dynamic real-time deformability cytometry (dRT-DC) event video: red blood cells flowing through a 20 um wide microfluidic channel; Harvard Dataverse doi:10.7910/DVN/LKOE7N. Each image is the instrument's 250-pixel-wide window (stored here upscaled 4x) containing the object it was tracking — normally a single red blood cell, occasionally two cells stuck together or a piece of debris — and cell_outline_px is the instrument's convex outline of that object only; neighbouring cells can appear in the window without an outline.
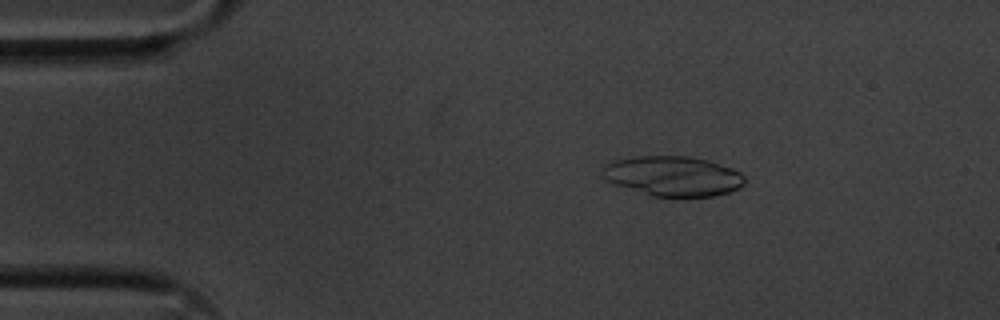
{"species": "common noctule bat (a hibernating species)", "species_latin": "Nyctalus noctula", "temperature_condition": "cold", "stored_images_in_passage": 5, "camera_frame_rate_fps": 3000, "um_per_image_px": 0.085, "animal": {"sex": "male", "body_mass_g": 20.1, "forearm_length_mm": 53.5}, "frame": {"image": 1, "passage_image": 2, "time_ms": 0.333, "image_size_px": [1000, 320], "cell_outline_px": [[744, 184], [728, 192], [712, 196], [652, 196], [616, 184], [608, 180], [604, 176], [604, 164], [612, 160], [636, 156], [688, 156], [708, 160], [732, 168], [740, 172], [744, 176]], "centroid_in_image_um": [57.21, 14.95], "position_along_channel_um": 27.8, "area_um2": 32.71}}